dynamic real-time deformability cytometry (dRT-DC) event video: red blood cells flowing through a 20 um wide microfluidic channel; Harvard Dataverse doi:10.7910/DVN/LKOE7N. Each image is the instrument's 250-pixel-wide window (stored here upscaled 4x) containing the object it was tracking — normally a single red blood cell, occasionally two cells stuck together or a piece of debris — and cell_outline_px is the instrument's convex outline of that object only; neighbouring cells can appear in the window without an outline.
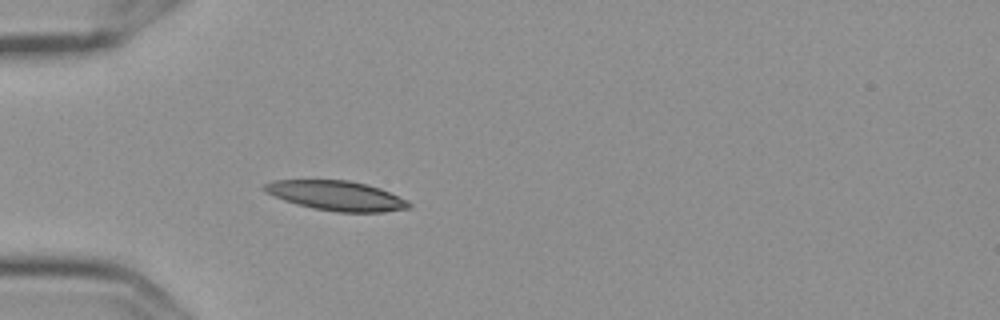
{"species": "Egyptian fruit bat (a non-hibernating species)", "species_latin": "Rousettus aegyptiacus", "temperature_condition": "cold", "stored_images_in_passage": 5, "camera_frame_rate_fps": 3000, "um_per_image_px": 0.085, "frame": {"image": 1, "passage_image": 5, "time_ms": 1.333, "image_size_px": [1000, 320], "cell_outline_px": [[412, 204], [408, 208], [384, 212], [336, 212], [312, 208], [296, 204], [284, 200], [264, 192], [260, 188], [264, 184], [272, 180], [348, 180], [380, 188], [408, 200]], "centroid_in_image_um": [28.56, 16.63], "position_along_channel_um": 56.4, "area_um2": 25.09}}